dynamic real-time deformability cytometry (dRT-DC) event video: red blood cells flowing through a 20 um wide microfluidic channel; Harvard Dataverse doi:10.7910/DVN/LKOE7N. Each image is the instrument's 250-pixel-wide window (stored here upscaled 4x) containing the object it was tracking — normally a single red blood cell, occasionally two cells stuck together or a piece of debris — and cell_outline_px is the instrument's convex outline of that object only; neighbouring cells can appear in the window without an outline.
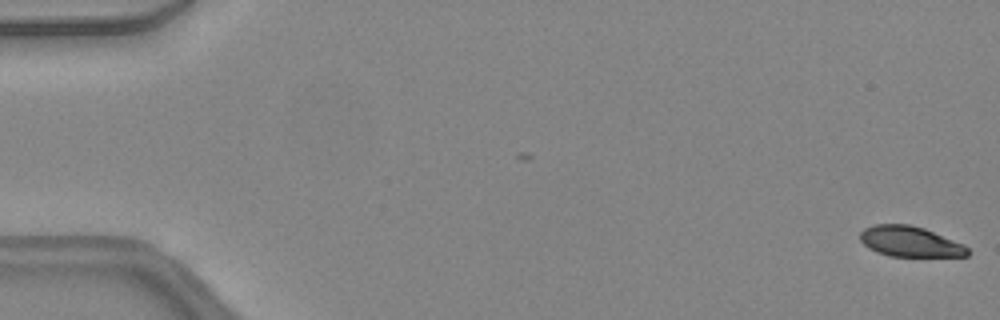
{"species": "common noctule bat (a hibernating species)", "species_latin": "Nyctalus noctula", "temperature_condition": "warm", "stored_images_in_passage": 17, "camera_frame_rate_fps": 3000, "um_per_image_px": 0.085, "animal": {"sex": "female", "body_mass_g": 24.6, "forearm_length_mm": 56.2}, "frame": {"image": 1, "passage_image": 1, "time_ms": 0.0, "image_size_px": [1000, 320], "cell_outline_px": [[968, 256], [888, 256], [876, 252], [868, 248], [860, 240], [860, 232], [864, 228], [876, 224], [908, 224], [924, 228], [964, 244], [968, 248]], "centroid_in_image_um": [77.33, 20.53], "position_along_channel_um": 7.7, "area_um2": 19.07}}
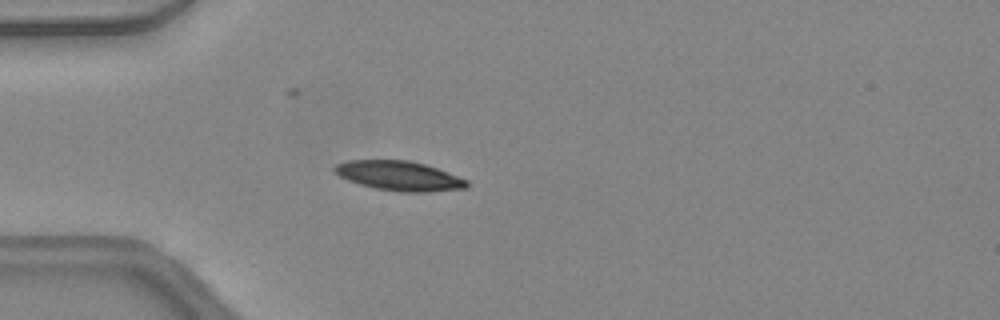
{"frame": {"image": 2, "passage_image": 14, "time_ms": 4.333, "image_size_px": [1000, 320], "cell_outline_px": [[468, 188], [428, 192], [400, 192], [376, 188], [360, 184], [348, 180], [340, 176], [332, 168], [336, 164], [348, 160], [408, 160], [424, 164], [448, 172], [468, 180]], "centroid_in_image_um": [33.95, 14.95], "position_along_channel_um": 51.1, "area_um2": 22.72}}